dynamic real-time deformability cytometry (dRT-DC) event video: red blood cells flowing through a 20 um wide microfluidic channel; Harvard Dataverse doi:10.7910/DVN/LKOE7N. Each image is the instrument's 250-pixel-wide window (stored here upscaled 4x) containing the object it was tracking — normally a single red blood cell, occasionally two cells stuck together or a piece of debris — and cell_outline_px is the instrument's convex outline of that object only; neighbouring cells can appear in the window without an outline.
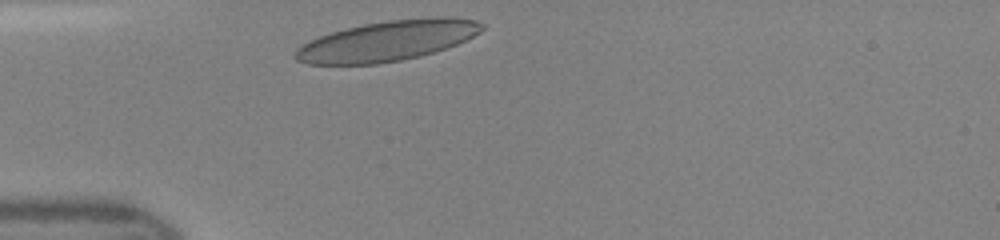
{"species": "human", "species_latin": "Homo sapiens", "temperature_condition": "room temperature", "stored_images_in_passage": 35, "camera_frame_rate_fps": 3000, "um_per_image_px": 0.085, "donor": {"sex": "female"}, "frame": {"image": 1, "passage_image": 1, "time_ms": 0.0, "image_size_px": [1000, 240], "cell_outline_px": [[484, 28], [480, 32], [456, 44], [420, 56], [400, 60], [376, 64], [308, 64], [296, 60], [296, 48], [320, 36], [332, 32], [364, 24], [388, 20], [432, 16], [448, 16], [476, 20], [484, 24]], "centroid_in_image_um": [32.97, 3.46], "position_along_channel_um": 52.0, "area_um2": 43.41}}
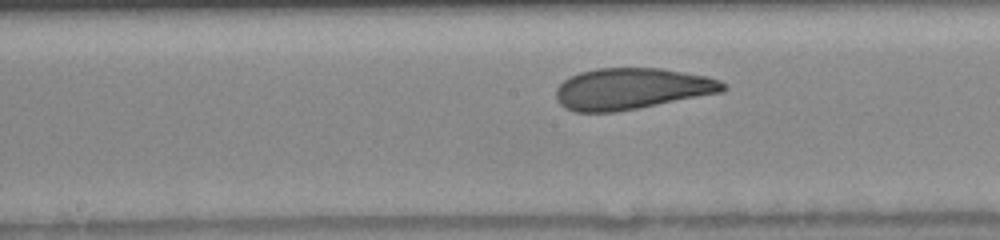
{"frame": {"image": 2, "passage_image": 12, "time_ms": 3.667, "image_size_px": [1000, 240], "cell_outline_px": [[728, 88], [724, 92], [616, 112], [576, 112], [564, 108], [556, 100], [556, 88], [564, 80], [580, 72], [596, 68], [660, 68], [704, 76], [720, 80], [728, 84]], "centroid_in_image_um": [53.7, 7.55], "position_along_channel_um": 194.5, "area_um2": 40.29}}
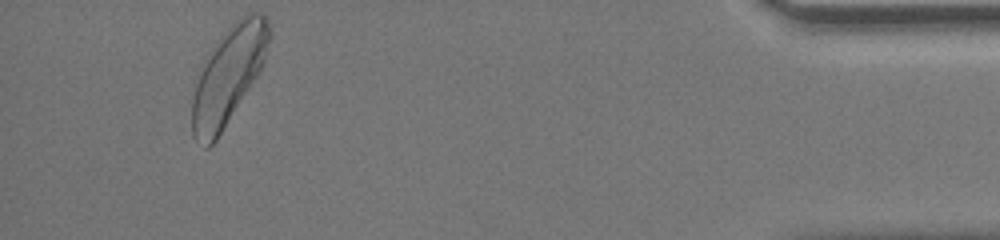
{"frame": {"image": 3, "passage_image": 32, "time_ms": 10.333, "image_size_px": [1000, 240], "cell_outline_px": [[272, 36], [264, 60], [256, 76], [216, 140], [208, 148], [204, 148], [192, 136], [192, 100], [200, 64], [204, 56], [228, 28], [236, 20], [252, 12], [260, 12], [268, 16], [272, 32]], "centroid_in_image_um": [19.4, 6.37], "position_along_channel_um": 415.8, "area_um2": 43.64}}